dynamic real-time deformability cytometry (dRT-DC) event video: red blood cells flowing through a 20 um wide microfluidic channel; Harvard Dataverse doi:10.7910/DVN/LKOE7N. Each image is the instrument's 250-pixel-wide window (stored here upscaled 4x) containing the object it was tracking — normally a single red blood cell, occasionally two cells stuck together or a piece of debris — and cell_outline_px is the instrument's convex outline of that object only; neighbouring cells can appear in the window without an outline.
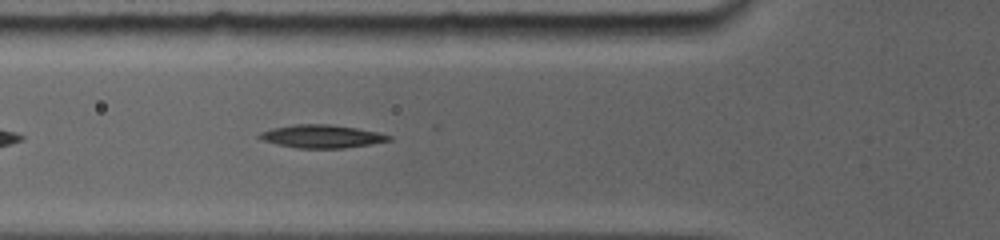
{"species": "common noctule bat (a hibernating species)", "species_latin": "Nyctalus noctula", "temperature_condition": "room temperature", "stored_images_in_passage": 9, "camera_frame_rate_fps": 5000, "um_per_image_px": 0.085, "animal": {"sex": "female", "body_mass_g": 19.0, "forearm_length_mm": 56.7}, "frame": {"image": 1, "passage_image": 3, "time_ms": 1.6, "image_size_px": [1000, 240], "cell_outline_px": [[392, 140], [368, 144], [340, 148], [300, 148], [280, 144], [264, 140], [256, 136], [264, 132], [276, 128], [296, 124], [324, 124], [356, 128], [376, 132], [392, 136]], "centroid_in_image_um": [27.39, 11.59], "position_along_channel_um": 98.4, "area_um2": 16.7}}
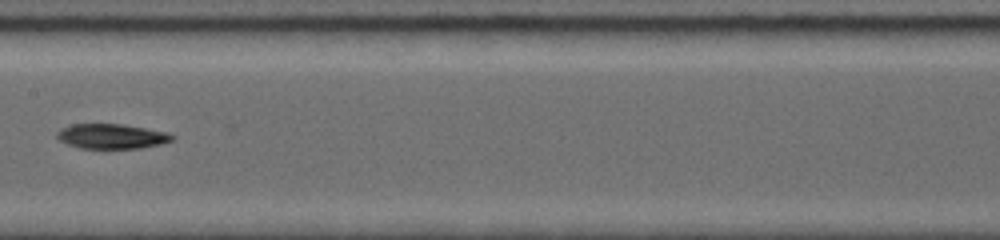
{"frame": {"image": 2, "passage_image": 6, "time_ms": 4.2, "image_size_px": [1000, 240], "cell_outline_px": [[172, 140], [140, 148], [80, 148], [68, 144], [60, 140], [56, 136], [56, 132], [72, 124], [120, 124], [144, 128], [164, 132], [172, 136]], "centroid_in_image_um": [9.41, 11.58], "position_along_channel_um": 198.0, "area_um2": 16.13}}
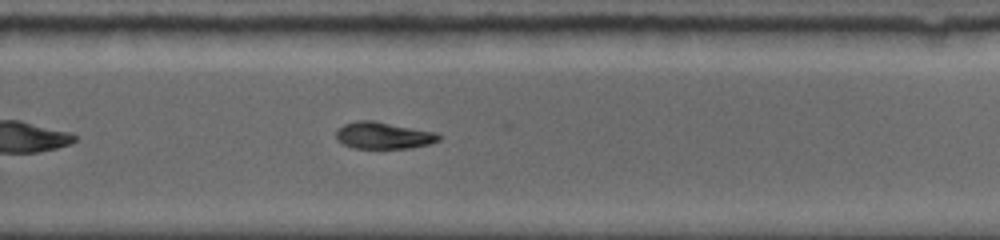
{"frame": {"image": 3, "passage_image": 9, "time_ms": 6.8, "image_size_px": [1000, 240], "cell_outline_px": [[440, 140], [428, 144], [408, 148], [352, 148], [336, 140], [336, 132], [344, 124], [356, 120], [372, 120], [436, 132], [440, 136]], "centroid_in_image_um": [32.57, 11.51], "position_along_channel_um": 297.2, "area_um2": 15.95}}